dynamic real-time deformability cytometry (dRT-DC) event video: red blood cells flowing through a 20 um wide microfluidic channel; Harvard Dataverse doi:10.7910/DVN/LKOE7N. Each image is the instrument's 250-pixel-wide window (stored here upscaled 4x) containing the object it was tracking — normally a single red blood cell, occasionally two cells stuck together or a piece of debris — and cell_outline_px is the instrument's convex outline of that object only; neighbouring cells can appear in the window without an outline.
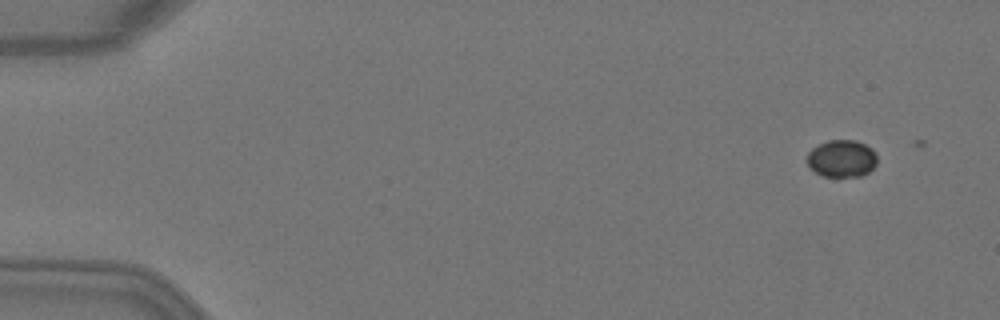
{"species": "Egyptian fruit bat (a non-hibernating species)", "species_latin": "Rousettus aegyptiacus", "temperature_condition": "warm", "stored_images_in_passage": 6, "camera_frame_rate_fps": 3000, "um_per_image_px": 0.085, "animal": {"sex": "female"}, "frame": {"image": 1, "passage_image": 2, "time_ms": 0.333, "image_size_px": [1000, 320], "cell_outline_px": [[876, 164], [868, 172], [860, 176], [824, 176], [816, 172], [808, 164], [808, 152], [816, 144], [828, 140], [856, 140], [872, 148], [876, 152]], "centroid_in_image_um": [71.55, 13.45], "position_along_channel_um": 13.4, "area_um2": 15.14}}